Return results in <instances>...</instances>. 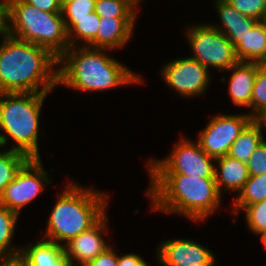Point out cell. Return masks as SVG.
<instances>
[{
	"label": "cell",
	"mask_w": 266,
	"mask_h": 266,
	"mask_svg": "<svg viewBox=\"0 0 266 266\" xmlns=\"http://www.w3.org/2000/svg\"><path fill=\"white\" fill-rule=\"evenodd\" d=\"M1 39L0 93L52 92L57 86L58 59L47 49L9 34Z\"/></svg>",
	"instance_id": "1"
},
{
	"label": "cell",
	"mask_w": 266,
	"mask_h": 266,
	"mask_svg": "<svg viewBox=\"0 0 266 266\" xmlns=\"http://www.w3.org/2000/svg\"><path fill=\"white\" fill-rule=\"evenodd\" d=\"M105 50L108 52L88 46L69 47L58 58L61 67H57V85L87 93L143 83L138 73L107 55Z\"/></svg>",
	"instance_id": "2"
},
{
	"label": "cell",
	"mask_w": 266,
	"mask_h": 266,
	"mask_svg": "<svg viewBox=\"0 0 266 266\" xmlns=\"http://www.w3.org/2000/svg\"><path fill=\"white\" fill-rule=\"evenodd\" d=\"M146 194L152 211L183 215L201 222L221 205L215 178L190 177L183 174H149Z\"/></svg>",
	"instance_id": "3"
},
{
	"label": "cell",
	"mask_w": 266,
	"mask_h": 266,
	"mask_svg": "<svg viewBox=\"0 0 266 266\" xmlns=\"http://www.w3.org/2000/svg\"><path fill=\"white\" fill-rule=\"evenodd\" d=\"M60 192L45 229V240L65 245L93 227L105 214L109 197L95 188H84L70 180ZM64 244H62V243Z\"/></svg>",
	"instance_id": "4"
},
{
	"label": "cell",
	"mask_w": 266,
	"mask_h": 266,
	"mask_svg": "<svg viewBox=\"0 0 266 266\" xmlns=\"http://www.w3.org/2000/svg\"><path fill=\"white\" fill-rule=\"evenodd\" d=\"M49 93H0V147L13 141L12 150L30 158H41L39 152V118ZM8 136V137H7Z\"/></svg>",
	"instance_id": "5"
},
{
	"label": "cell",
	"mask_w": 266,
	"mask_h": 266,
	"mask_svg": "<svg viewBox=\"0 0 266 266\" xmlns=\"http://www.w3.org/2000/svg\"><path fill=\"white\" fill-rule=\"evenodd\" d=\"M8 34L47 49L57 59L70 47L62 13H49L24 0H8Z\"/></svg>",
	"instance_id": "6"
},
{
	"label": "cell",
	"mask_w": 266,
	"mask_h": 266,
	"mask_svg": "<svg viewBox=\"0 0 266 266\" xmlns=\"http://www.w3.org/2000/svg\"><path fill=\"white\" fill-rule=\"evenodd\" d=\"M169 156L163 160L149 159V174H183L200 178H215V159L206 154L198 141L181 136Z\"/></svg>",
	"instance_id": "7"
},
{
	"label": "cell",
	"mask_w": 266,
	"mask_h": 266,
	"mask_svg": "<svg viewBox=\"0 0 266 266\" xmlns=\"http://www.w3.org/2000/svg\"><path fill=\"white\" fill-rule=\"evenodd\" d=\"M186 32L193 53L191 58L199 61L208 70L213 67L224 72L239 62L235 46L211 24L188 25Z\"/></svg>",
	"instance_id": "8"
},
{
	"label": "cell",
	"mask_w": 266,
	"mask_h": 266,
	"mask_svg": "<svg viewBox=\"0 0 266 266\" xmlns=\"http://www.w3.org/2000/svg\"><path fill=\"white\" fill-rule=\"evenodd\" d=\"M42 164L41 158H31L5 187L0 203L20 215L22 208L35 200L44 186L52 183Z\"/></svg>",
	"instance_id": "9"
},
{
	"label": "cell",
	"mask_w": 266,
	"mask_h": 266,
	"mask_svg": "<svg viewBox=\"0 0 266 266\" xmlns=\"http://www.w3.org/2000/svg\"><path fill=\"white\" fill-rule=\"evenodd\" d=\"M199 61L189 57L171 60L162 66L161 77L170 89L183 98L205 94L210 85L211 73Z\"/></svg>",
	"instance_id": "10"
},
{
	"label": "cell",
	"mask_w": 266,
	"mask_h": 266,
	"mask_svg": "<svg viewBox=\"0 0 266 266\" xmlns=\"http://www.w3.org/2000/svg\"><path fill=\"white\" fill-rule=\"evenodd\" d=\"M253 118L246 113L236 115L216 114L198 135L201 148L217 159L228 154L230 146Z\"/></svg>",
	"instance_id": "11"
},
{
	"label": "cell",
	"mask_w": 266,
	"mask_h": 266,
	"mask_svg": "<svg viewBox=\"0 0 266 266\" xmlns=\"http://www.w3.org/2000/svg\"><path fill=\"white\" fill-rule=\"evenodd\" d=\"M160 245V246H159ZM157 248V260L162 266H216L212 250L190 239H169Z\"/></svg>",
	"instance_id": "12"
},
{
	"label": "cell",
	"mask_w": 266,
	"mask_h": 266,
	"mask_svg": "<svg viewBox=\"0 0 266 266\" xmlns=\"http://www.w3.org/2000/svg\"><path fill=\"white\" fill-rule=\"evenodd\" d=\"M108 228V217L105 214L93 227L66 243L63 247L69 266H86L109 248L110 243L104 239Z\"/></svg>",
	"instance_id": "13"
},
{
	"label": "cell",
	"mask_w": 266,
	"mask_h": 266,
	"mask_svg": "<svg viewBox=\"0 0 266 266\" xmlns=\"http://www.w3.org/2000/svg\"><path fill=\"white\" fill-rule=\"evenodd\" d=\"M137 18H106L100 17L96 38L88 45L91 48L110 51L124 48L130 42Z\"/></svg>",
	"instance_id": "14"
},
{
	"label": "cell",
	"mask_w": 266,
	"mask_h": 266,
	"mask_svg": "<svg viewBox=\"0 0 266 266\" xmlns=\"http://www.w3.org/2000/svg\"><path fill=\"white\" fill-rule=\"evenodd\" d=\"M259 63L238 62L227 71L231 74L228 84V92L232 103L238 107L250 108L253 87L256 79Z\"/></svg>",
	"instance_id": "15"
},
{
	"label": "cell",
	"mask_w": 266,
	"mask_h": 266,
	"mask_svg": "<svg viewBox=\"0 0 266 266\" xmlns=\"http://www.w3.org/2000/svg\"><path fill=\"white\" fill-rule=\"evenodd\" d=\"M19 258L27 266H69L63 245L41 239L20 248Z\"/></svg>",
	"instance_id": "16"
},
{
	"label": "cell",
	"mask_w": 266,
	"mask_h": 266,
	"mask_svg": "<svg viewBox=\"0 0 266 266\" xmlns=\"http://www.w3.org/2000/svg\"><path fill=\"white\" fill-rule=\"evenodd\" d=\"M215 162L218 166L215 164L214 176L220 194L226 191L238 194L250 177L247 163L228 155L215 159Z\"/></svg>",
	"instance_id": "17"
},
{
	"label": "cell",
	"mask_w": 266,
	"mask_h": 266,
	"mask_svg": "<svg viewBox=\"0 0 266 266\" xmlns=\"http://www.w3.org/2000/svg\"><path fill=\"white\" fill-rule=\"evenodd\" d=\"M214 3L222 25H211L222 32L236 46L257 20L243 15L225 0H216Z\"/></svg>",
	"instance_id": "18"
},
{
	"label": "cell",
	"mask_w": 266,
	"mask_h": 266,
	"mask_svg": "<svg viewBox=\"0 0 266 266\" xmlns=\"http://www.w3.org/2000/svg\"><path fill=\"white\" fill-rule=\"evenodd\" d=\"M240 62L266 64V26L257 21L235 46Z\"/></svg>",
	"instance_id": "19"
},
{
	"label": "cell",
	"mask_w": 266,
	"mask_h": 266,
	"mask_svg": "<svg viewBox=\"0 0 266 266\" xmlns=\"http://www.w3.org/2000/svg\"><path fill=\"white\" fill-rule=\"evenodd\" d=\"M63 20L70 47L88 46L96 38L100 16L95 11L84 18H63Z\"/></svg>",
	"instance_id": "20"
},
{
	"label": "cell",
	"mask_w": 266,
	"mask_h": 266,
	"mask_svg": "<svg viewBox=\"0 0 266 266\" xmlns=\"http://www.w3.org/2000/svg\"><path fill=\"white\" fill-rule=\"evenodd\" d=\"M260 125L252 119L230 146L228 156L247 163L253 151L264 140Z\"/></svg>",
	"instance_id": "21"
},
{
	"label": "cell",
	"mask_w": 266,
	"mask_h": 266,
	"mask_svg": "<svg viewBox=\"0 0 266 266\" xmlns=\"http://www.w3.org/2000/svg\"><path fill=\"white\" fill-rule=\"evenodd\" d=\"M19 215L0 203V260L19 257L21 246L11 245ZM14 247V248H13Z\"/></svg>",
	"instance_id": "22"
},
{
	"label": "cell",
	"mask_w": 266,
	"mask_h": 266,
	"mask_svg": "<svg viewBox=\"0 0 266 266\" xmlns=\"http://www.w3.org/2000/svg\"><path fill=\"white\" fill-rule=\"evenodd\" d=\"M266 199V174L260 176H250L244 184L238 196L233 201L231 213L237 215L240 210L248 205L261 202Z\"/></svg>",
	"instance_id": "23"
},
{
	"label": "cell",
	"mask_w": 266,
	"mask_h": 266,
	"mask_svg": "<svg viewBox=\"0 0 266 266\" xmlns=\"http://www.w3.org/2000/svg\"><path fill=\"white\" fill-rule=\"evenodd\" d=\"M30 159L29 156L16 150L0 151V197L5 187L16 178L20 169Z\"/></svg>",
	"instance_id": "24"
},
{
	"label": "cell",
	"mask_w": 266,
	"mask_h": 266,
	"mask_svg": "<svg viewBox=\"0 0 266 266\" xmlns=\"http://www.w3.org/2000/svg\"><path fill=\"white\" fill-rule=\"evenodd\" d=\"M94 11L106 18H137L139 9L131 0H95Z\"/></svg>",
	"instance_id": "25"
},
{
	"label": "cell",
	"mask_w": 266,
	"mask_h": 266,
	"mask_svg": "<svg viewBox=\"0 0 266 266\" xmlns=\"http://www.w3.org/2000/svg\"><path fill=\"white\" fill-rule=\"evenodd\" d=\"M248 229L260 237L266 233V199L243 208Z\"/></svg>",
	"instance_id": "26"
},
{
	"label": "cell",
	"mask_w": 266,
	"mask_h": 266,
	"mask_svg": "<svg viewBox=\"0 0 266 266\" xmlns=\"http://www.w3.org/2000/svg\"><path fill=\"white\" fill-rule=\"evenodd\" d=\"M266 107V64H259L253 87L249 115L254 118Z\"/></svg>",
	"instance_id": "27"
},
{
	"label": "cell",
	"mask_w": 266,
	"mask_h": 266,
	"mask_svg": "<svg viewBox=\"0 0 266 266\" xmlns=\"http://www.w3.org/2000/svg\"><path fill=\"white\" fill-rule=\"evenodd\" d=\"M245 16L262 21L266 14V0H225Z\"/></svg>",
	"instance_id": "28"
},
{
	"label": "cell",
	"mask_w": 266,
	"mask_h": 266,
	"mask_svg": "<svg viewBox=\"0 0 266 266\" xmlns=\"http://www.w3.org/2000/svg\"><path fill=\"white\" fill-rule=\"evenodd\" d=\"M95 0H74L62 7L63 18H84L94 12Z\"/></svg>",
	"instance_id": "29"
},
{
	"label": "cell",
	"mask_w": 266,
	"mask_h": 266,
	"mask_svg": "<svg viewBox=\"0 0 266 266\" xmlns=\"http://www.w3.org/2000/svg\"><path fill=\"white\" fill-rule=\"evenodd\" d=\"M249 176L266 174V140L253 151L247 162Z\"/></svg>",
	"instance_id": "30"
},
{
	"label": "cell",
	"mask_w": 266,
	"mask_h": 266,
	"mask_svg": "<svg viewBox=\"0 0 266 266\" xmlns=\"http://www.w3.org/2000/svg\"><path fill=\"white\" fill-rule=\"evenodd\" d=\"M86 266H118V254L110 246L103 253L91 260Z\"/></svg>",
	"instance_id": "31"
},
{
	"label": "cell",
	"mask_w": 266,
	"mask_h": 266,
	"mask_svg": "<svg viewBox=\"0 0 266 266\" xmlns=\"http://www.w3.org/2000/svg\"><path fill=\"white\" fill-rule=\"evenodd\" d=\"M27 4L49 13H61L60 0H24Z\"/></svg>",
	"instance_id": "32"
},
{
	"label": "cell",
	"mask_w": 266,
	"mask_h": 266,
	"mask_svg": "<svg viewBox=\"0 0 266 266\" xmlns=\"http://www.w3.org/2000/svg\"><path fill=\"white\" fill-rule=\"evenodd\" d=\"M118 266H149L141 256L133 253L118 255Z\"/></svg>",
	"instance_id": "33"
},
{
	"label": "cell",
	"mask_w": 266,
	"mask_h": 266,
	"mask_svg": "<svg viewBox=\"0 0 266 266\" xmlns=\"http://www.w3.org/2000/svg\"><path fill=\"white\" fill-rule=\"evenodd\" d=\"M8 34V0H0V36Z\"/></svg>",
	"instance_id": "34"
},
{
	"label": "cell",
	"mask_w": 266,
	"mask_h": 266,
	"mask_svg": "<svg viewBox=\"0 0 266 266\" xmlns=\"http://www.w3.org/2000/svg\"><path fill=\"white\" fill-rule=\"evenodd\" d=\"M0 266H27L19 257L0 260Z\"/></svg>",
	"instance_id": "35"
},
{
	"label": "cell",
	"mask_w": 266,
	"mask_h": 266,
	"mask_svg": "<svg viewBox=\"0 0 266 266\" xmlns=\"http://www.w3.org/2000/svg\"><path fill=\"white\" fill-rule=\"evenodd\" d=\"M261 127L262 130L266 128V107L261 110L254 118H253Z\"/></svg>",
	"instance_id": "36"
},
{
	"label": "cell",
	"mask_w": 266,
	"mask_h": 266,
	"mask_svg": "<svg viewBox=\"0 0 266 266\" xmlns=\"http://www.w3.org/2000/svg\"><path fill=\"white\" fill-rule=\"evenodd\" d=\"M260 239H261L262 244L264 245V248L266 249V233L263 234V235L260 237Z\"/></svg>",
	"instance_id": "37"
},
{
	"label": "cell",
	"mask_w": 266,
	"mask_h": 266,
	"mask_svg": "<svg viewBox=\"0 0 266 266\" xmlns=\"http://www.w3.org/2000/svg\"><path fill=\"white\" fill-rule=\"evenodd\" d=\"M74 0H60L61 6L63 7L66 3L73 2Z\"/></svg>",
	"instance_id": "38"
},
{
	"label": "cell",
	"mask_w": 266,
	"mask_h": 266,
	"mask_svg": "<svg viewBox=\"0 0 266 266\" xmlns=\"http://www.w3.org/2000/svg\"><path fill=\"white\" fill-rule=\"evenodd\" d=\"M131 1L134 2L138 7H139V4L143 2L142 0H131Z\"/></svg>",
	"instance_id": "39"
},
{
	"label": "cell",
	"mask_w": 266,
	"mask_h": 266,
	"mask_svg": "<svg viewBox=\"0 0 266 266\" xmlns=\"http://www.w3.org/2000/svg\"><path fill=\"white\" fill-rule=\"evenodd\" d=\"M262 22H263V23L265 24V26H266V14L264 15V18H263Z\"/></svg>",
	"instance_id": "40"
}]
</instances>
